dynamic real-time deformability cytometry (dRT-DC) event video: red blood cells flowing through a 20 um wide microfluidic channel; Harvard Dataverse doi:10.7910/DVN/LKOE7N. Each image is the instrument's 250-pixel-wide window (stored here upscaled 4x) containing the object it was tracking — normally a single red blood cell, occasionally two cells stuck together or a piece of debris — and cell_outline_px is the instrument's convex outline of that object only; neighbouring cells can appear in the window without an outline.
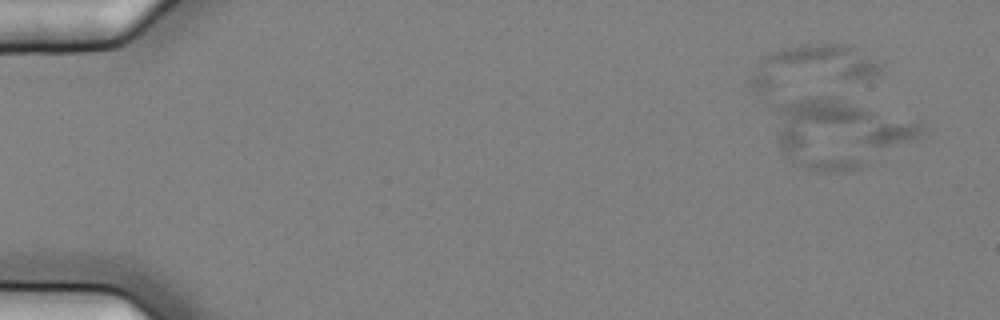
{"species": "common noctule bat (a hibernating species)", "species_latin": "Nyctalus noctula", "temperature_condition": "cold", "stored_images_in_passage": 17, "segment_of_instrument_passage": [2, 2], "camera_frame_rate_fps": 3000, "um_per_image_px": 0.085, "animal": {"sex": "female", "body_mass_g": 25.1}, "frame": {"image": 1, "passage_image": 5, "time_ms": 1.333, "image_size_px": [1000, 320], "cell_outline_px": [[920, 132], [912, 140], [856, 168], [832, 172], [804, 168], [792, 164], [780, 148], [776, 136], [776, 108], [780, 104], [792, 100], [816, 96], [836, 96], [920, 124]], "centroid_in_image_um": [71.22, 11.3], "position_along_channel_um": 13.8, "area_um2": 56.53}}